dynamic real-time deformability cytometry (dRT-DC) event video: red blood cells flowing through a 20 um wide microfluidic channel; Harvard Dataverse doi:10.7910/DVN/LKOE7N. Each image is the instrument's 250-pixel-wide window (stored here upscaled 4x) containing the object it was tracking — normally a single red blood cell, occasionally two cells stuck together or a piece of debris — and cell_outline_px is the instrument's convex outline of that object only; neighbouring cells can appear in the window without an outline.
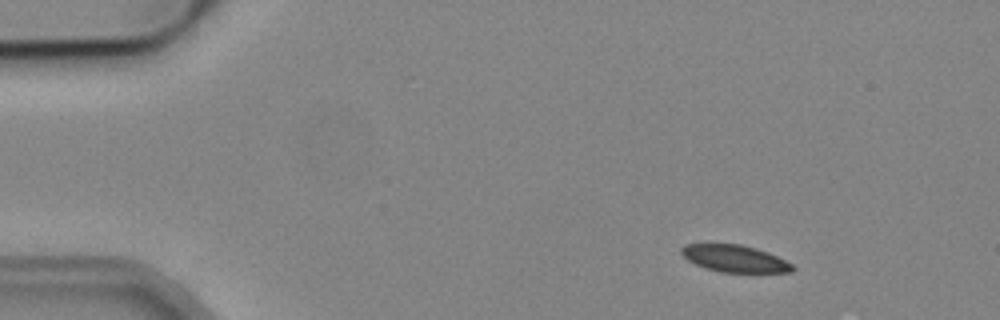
{"species": "common noctule bat (a hibernating species)", "species_latin": "Nyctalus noctula", "temperature_condition": "cold", "stored_images_in_passage": 6, "camera_frame_rate_fps": 3000, "um_per_image_px": 0.085, "animal": {"sex": "male", "body_mass_g": 19.2, "forearm_length_mm": 51.8}, "frame": {"image": 1, "passage_image": 2, "time_ms": 1.333, "image_size_px": [1000, 320], "cell_outline_px": [[796, 268], [792, 272], [720, 272], [696, 264], [688, 260], [680, 252], [680, 248], [684, 244], [740, 244], [756, 248], [768, 252], [792, 264]], "centroid_in_image_um": [62.45, 21.97], "position_along_channel_um": 22.5, "area_um2": 17.34}}